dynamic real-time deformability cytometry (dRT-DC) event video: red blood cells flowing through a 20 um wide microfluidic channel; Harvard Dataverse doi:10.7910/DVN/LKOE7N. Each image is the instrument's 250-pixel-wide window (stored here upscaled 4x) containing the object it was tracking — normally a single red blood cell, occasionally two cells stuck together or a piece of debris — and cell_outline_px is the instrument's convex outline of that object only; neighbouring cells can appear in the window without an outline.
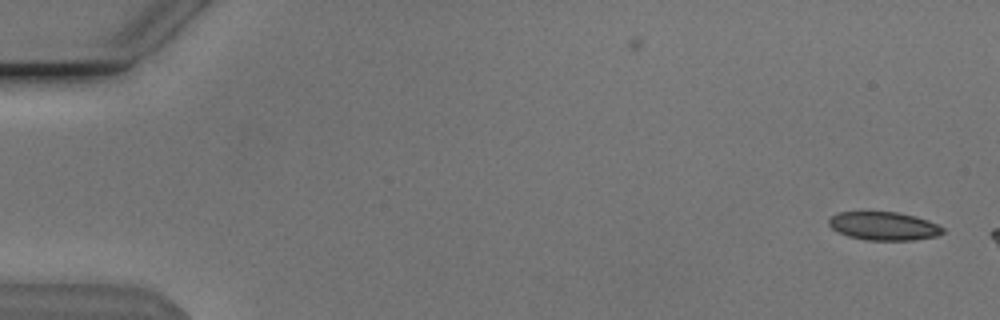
{"species": "Egyptian fruit bat (a non-hibernating species)", "species_latin": "Rousettus aegyptiacus", "temperature_condition": "cold", "stored_images_in_passage": 8, "camera_frame_rate_fps": 3000, "um_per_image_px": 0.085, "animal": {"sex": "male"}, "frame": {"image": 1, "passage_image": 1, "time_ms": 0.0, "image_size_px": [1000, 320], "cell_outline_px": [[944, 232], [936, 236], [912, 240], [864, 240], [848, 236], [832, 228], [828, 224], [828, 220], [836, 212], [864, 208], [896, 212], [916, 216], [928, 220], [944, 228]], "centroid_in_image_um": [75.05, 19.15], "position_along_channel_um": 10.0, "area_um2": 19.65}}